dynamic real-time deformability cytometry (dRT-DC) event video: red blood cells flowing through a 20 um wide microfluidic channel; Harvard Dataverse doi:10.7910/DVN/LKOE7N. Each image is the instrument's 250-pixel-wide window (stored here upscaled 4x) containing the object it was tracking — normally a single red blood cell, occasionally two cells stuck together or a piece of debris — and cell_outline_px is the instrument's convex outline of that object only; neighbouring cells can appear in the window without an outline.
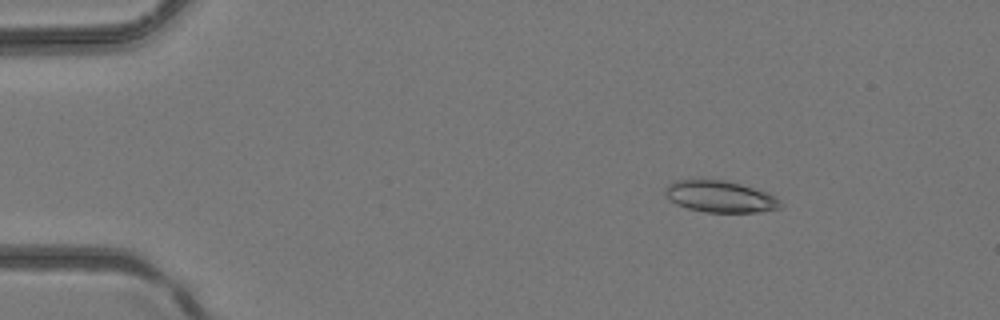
{"species": "common noctule bat (a hibernating species)", "species_latin": "Nyctalus noctula", "temperature_condition": "room temperature", "stored_images_in_passage": 43, "camera_frame_rate_fps": 3000, "um_per_image_px": 0.085, "animal": {"sex": "female", "body_mass_g": 24.6, "forearm_length_mm": 56.2}, "frame": {"image": 1, "passage_image": 7, "time_ms": 2.0, "image_size_px": [1000, 320], "cell_outline_px": [[780, 208], [760, 212], [704, 212], [688, 208], [676, 204], [664, 192], [664, 188], [672, 180], [724, 180], [740, 184], [764, 192], [780, 200]], "centroid_in_image_um": [61.16, 16.71], "position_along_channel_um": 23.8, "area_um2": 20.87}}
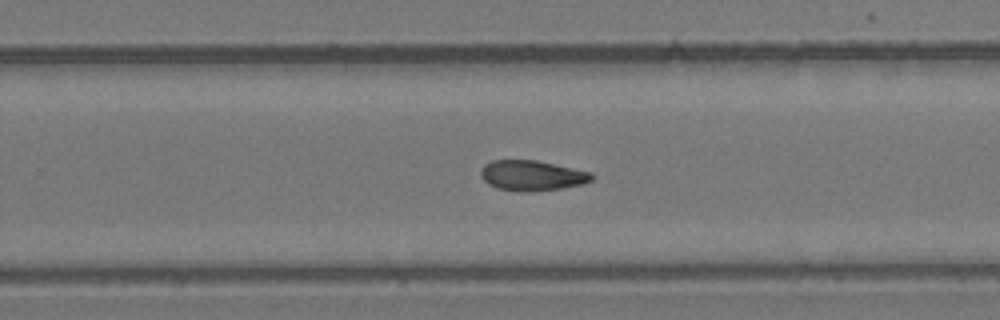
{"frame": {"image": 2, "passage_image": 28, "time_ms": 9.0, "image_size_px": [1000, 320], "cell_outline_px": [[596, 176], [592, 180], [584, 184], [560, 188], [528, 192], [496, 188], [488, 184], [480, 176], [480, 172], [484, 164], [492, 160], [536, 160], [592, 172]], "centroid_in_image_um": [45.23, 14.91], "position_along_channel_um": 284.6, "area_um2": 19.65}}
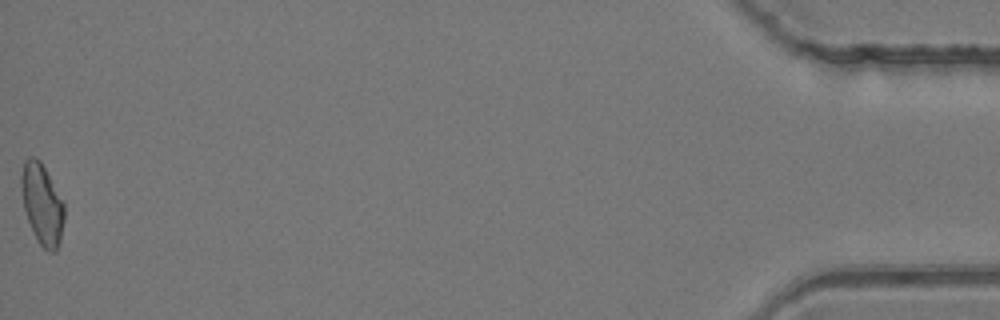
{"frame": {"image": 3, "passage_image": 43, "time_ms": 14.0, "image_size_px": [1000, 320], "cell_outline_px": [[64, 220], [60, 244], [56, 252], [48, 252], [40, 244], [28, 220], [24, 208], [20, 184], [20, 176], [24, 160], [28, 156], [36, 156], [40, 160], [64, 204]], "centroid_in_image_um": [3.57, 17.34], "position_along_channel_um": 431.6, "area_um2": 20.17}}